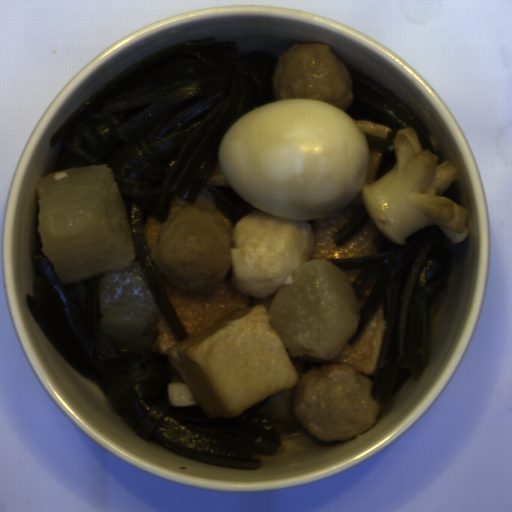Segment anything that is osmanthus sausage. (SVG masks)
<instances>
[{"mask_svg": "<svg viewBox=\"0 0 512 512\" xmlns=\"http://www.w3.org/2000/svg\"><path fill=\"white\" fill-rule=\"evenodd\" d=\"M396 163L360 194L368 219L392 244L406 245L410 234L438 226L454 245L470 235L468 209L443 196L460 176L450 161L422 150L415 130L401 128L393 140Z\"/></svg>", "mask_w": 512, "mask_h": 512, "instance_id": "obj_1", "label": "osmanthus sausage"}, {"mask_svg": "<svg viewBox=\"0 0 512 512\" xmlns=\"http://www.w3.org/2000/svg\"><path fill=\"white\" fill-rule=\"evenodd\" d=\"M168 401L171 407L200 404L181 375L173 376L168 384Z\"/></svg>", "mask_w": 512, "mask_h": 512, "instance_id": "obj_2", "label": "osmanthus sausage"}]
</instances>
